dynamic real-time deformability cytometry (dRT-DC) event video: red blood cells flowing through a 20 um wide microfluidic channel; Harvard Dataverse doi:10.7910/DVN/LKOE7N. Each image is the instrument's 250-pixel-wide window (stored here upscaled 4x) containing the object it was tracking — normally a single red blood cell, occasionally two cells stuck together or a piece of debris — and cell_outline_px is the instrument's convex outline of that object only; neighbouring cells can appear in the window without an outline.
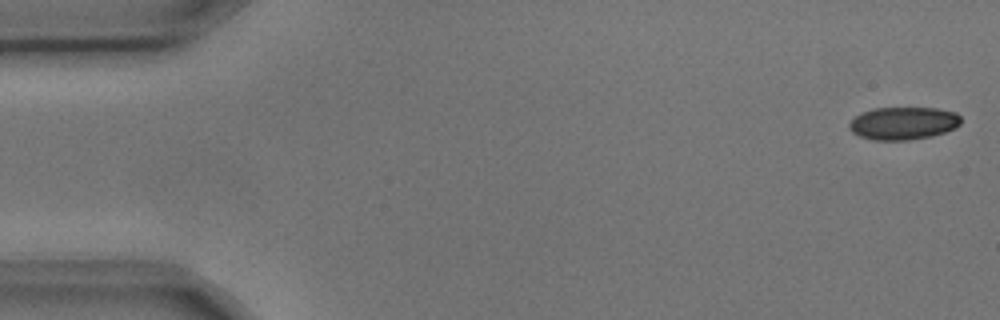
{"species": "common noctule bat (a hibernating species)", "species_latin": "Nyctalus noctula", "temperature_condition": "cold", "stored_images_in_passage": 4, "camera_frame_rate_fps": 3000, "um_per_image_px": 0.085, "animal": {"sex": "male", "body_mass_g": 17.9, "forearm_length_mm": 54.2}, "frame": {"image": 1, "passage_image": 1, "time_ms": 0.0, "image_size_px": [1000, 320], "cell_outline_px": [[960, 124], [944, 132], [932, 136], [908, 140], [872, 140], [860, 136], [852, 132], [848, 128], [848, 124], [860, 112], [872, 108], [936, 108], [956, 112], [960, 116]], "centroid_in_image_um": [76.74, 10.47], "position_along_channel_um": 8.3, "area_um2": 21.33}}